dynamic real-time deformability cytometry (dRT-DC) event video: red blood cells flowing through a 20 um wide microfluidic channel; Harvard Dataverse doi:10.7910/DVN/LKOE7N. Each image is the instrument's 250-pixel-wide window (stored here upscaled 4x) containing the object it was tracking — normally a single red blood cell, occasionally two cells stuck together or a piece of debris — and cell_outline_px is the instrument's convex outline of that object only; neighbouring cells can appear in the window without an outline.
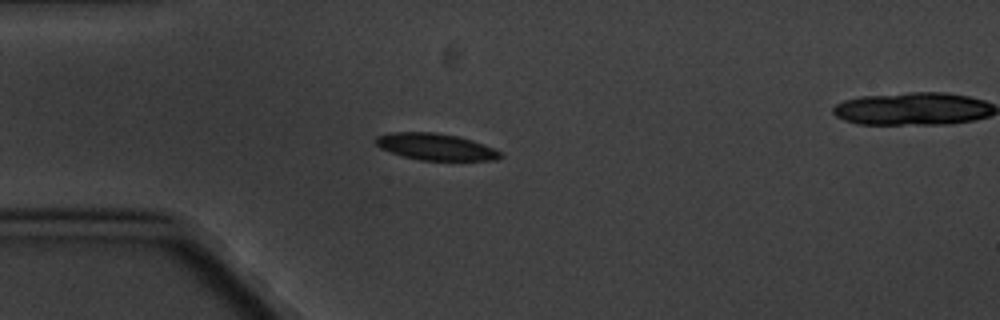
{"species": "common noctule bat (a hibernating species)", "species_latin": "Nyctalus noctula", "temperature_condition": "cold", "stored_images_in_passage": 5, "camera_frame_rate_fps": 3000, "um_per_image_px": 0.085, "animal": {"sex": "male", "body_mass_g": 20.1, "forearm_length_mm": 53.5}, "frame": {"image": 1, "passage_image": 4, "time_ms": 4.333, "image_size_px": [1000, 320], "cell_outline_px": [[504, 156], [496, 160], [420, 160], [404, 156], [380, 148], [376, 144], [376, 136], [392, 132], [436, 132], [456, 136], [472, 140], [484, 144], [500, 152]], "centroid_in_image_um": [37.04, 12.47], "position_along_channel_um": 48.0, "area_um2": 19.19}}